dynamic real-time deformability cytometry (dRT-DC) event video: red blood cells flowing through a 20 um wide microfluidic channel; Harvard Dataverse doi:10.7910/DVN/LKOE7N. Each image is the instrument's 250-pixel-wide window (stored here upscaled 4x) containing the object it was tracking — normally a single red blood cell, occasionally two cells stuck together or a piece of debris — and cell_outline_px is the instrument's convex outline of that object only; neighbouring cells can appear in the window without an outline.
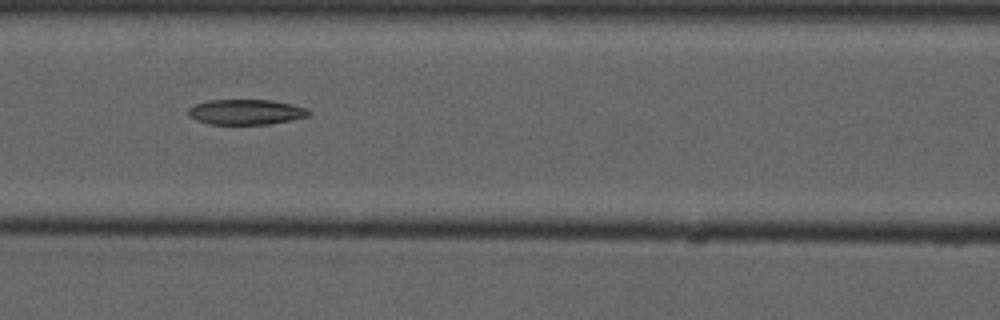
{"species": "common noctule bat (a hibernating species)", "species_latin": "Nyctalus noctula", "temperature_condition": "cold", "stored_images_in_passage": 9, "camera_frame_rate_fps": 3000, "um_per_image_px": 0.085, "animal": {"sex": "male", "forearm_length_mm": 52.5}, "frame": {"image": 1, "passage_image": 6, "time_ms": 5.667, "image_size_px": [1000, 320], "cell_outline_px": [[312, 112], [308, 116], [268, 124], [208, 124], [196, 120], [188, 116], [188, 108], [196, 104], [208, 100], [272, 100], [308, 108]], "centroid_in_image_um": [20.88, 9.51], "position_along_channel_um": 145.7, "area_um2": 17.69}}
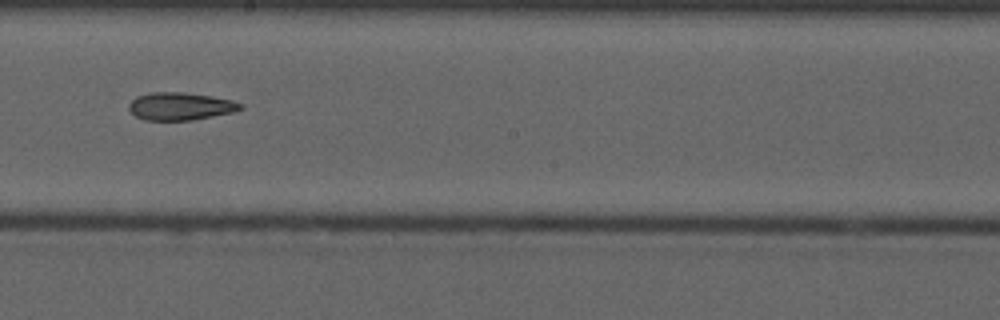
{"frame": {"image": 2, "passage_image": 8, "time_ms": 8.0, "image_size_px": [1000, 320], "cell_outline_px": [[244, 108], [232, 112], [192, 120], [144, 120], [136, 116], [128, 108], [128, 104], [136, 96], [152, 92], [180, 92], [212, 96], [232, 100], [244, 104]], "centroid_in_image_um": [15.33, 9.03], "position_along_channel_um": 232.9, "area_um2": 17.98}}
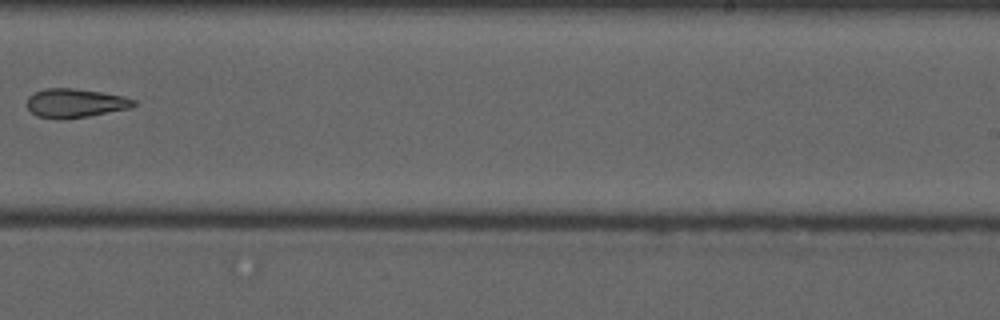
{"frame": {"image": 3, "passage_image": 9, "time_ms": 9.333, "image_size_px": [1000, 320], "cell_outline_px": [[136, 104], [128, 108], [88, 116], [60, 120], [56, 120], [36, 116], [28, 108], [28, 96], [32, 92], [44, 88], [72, 88], [100, 92], [124, 96], [136, 100]], "centroid_in_image_um": [6.34, 8.76], "position_along_channel_um": 282.7, "area_um2": 18.03}}